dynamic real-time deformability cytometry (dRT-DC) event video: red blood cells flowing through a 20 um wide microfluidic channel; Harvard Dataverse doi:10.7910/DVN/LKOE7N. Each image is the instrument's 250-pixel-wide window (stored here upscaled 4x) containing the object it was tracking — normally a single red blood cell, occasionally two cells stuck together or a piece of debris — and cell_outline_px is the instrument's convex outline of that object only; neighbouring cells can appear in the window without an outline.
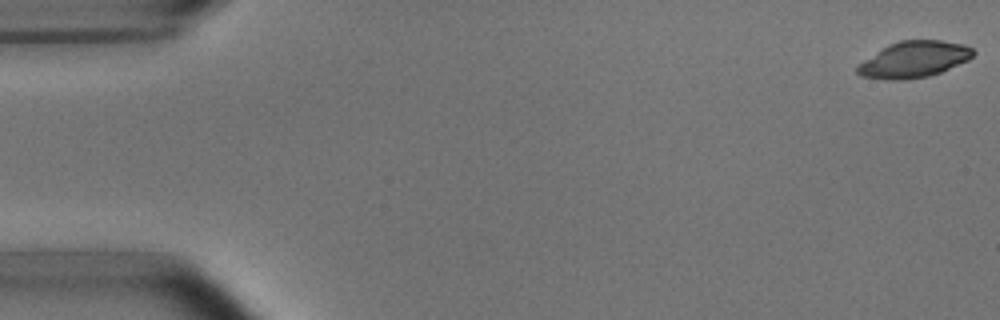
{"species": "common noctule bat (a hibernating species)", "species_latin": "Nyctalus noctula", "temperature_condition": "room temperature", "stored_images_in_passage": 6, "camera_frame_rate_fps": 3000, "um_per_image_px": 0.085, "animal": {"sex": "male", "body_mass_g": 15.6}, "frame": {"image": 1, "passage_image": 1, "time_ms": 0.0, "image_size_px": [1000, 320], "cell_outline_px": [[976, 52], [968, 60], [940, 72], [928, 76], [900, 80], [888, 80], [860, 76], [856, 72], [856, 64], [888, 44], [900, 40], [940, 40], [964, 44], [972, 48]], "centroid_in_image_um": [77.64, 5.05], "position_along_channel_um": 7.4, "area_um2": 24.57}}
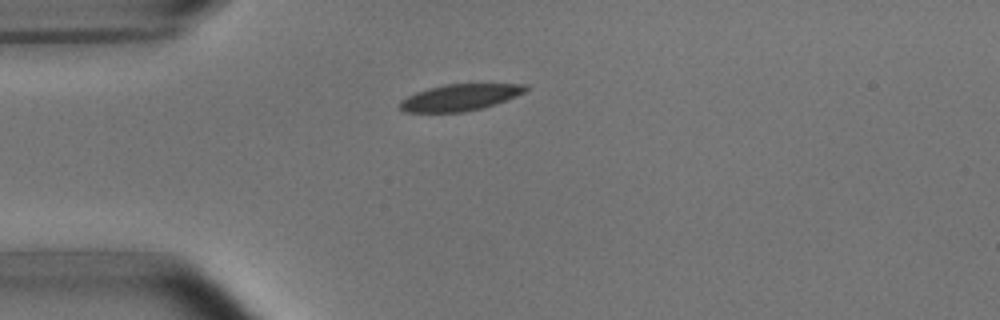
{"frame": {"image": 2, "passage_image": 6, "time_ms": 6.667, "image_size_px": [1000, 320], "cell_outline_px": [[528, 88], [524, 92], [516, 96], [496, 104], [484, 108], [464, 112], [404, 112], [400, 108], [400, 100], [416, 92], [428, 88], [444, 84], [528, 84]], "centroid_in_image_um": [39.1, 8.28], "position_along_channel_um": 45.9, "area_um2": 19.48}}